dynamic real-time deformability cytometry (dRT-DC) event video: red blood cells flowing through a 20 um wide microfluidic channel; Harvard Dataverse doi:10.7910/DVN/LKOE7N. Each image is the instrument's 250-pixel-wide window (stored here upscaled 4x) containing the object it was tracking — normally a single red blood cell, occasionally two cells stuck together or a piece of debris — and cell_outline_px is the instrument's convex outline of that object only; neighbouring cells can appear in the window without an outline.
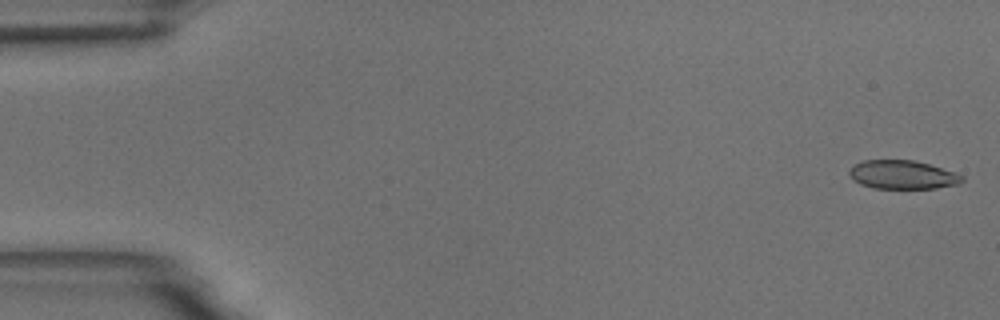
{"species": "common noctule bat (a hibernating species)", "species_latin": "Nyctalus noctula", "temperature_condition": "room temperature", "stored_images_in_passage": 55, "camera_frame_rate_fps": 3000, "um_per_image_px": 0.085, "animal": {"sex": "male", "body_mass_g": 18.8}, "frame": {"image": 1, "passage_image": 1, "time_ms": 0.0, "image_size_px": [1000, 320], "cell_outline_px": [[964, 180], [956, 184], [936, 188], [872, 188], [860, 184], [852, 180], [848, 172], [852, 164], [864, 160], [912, 160], [928, 164], [964, 176]], "centroid_in_image_um": [76.63, 14.85], "position_along_channel_um": 8.4, "area_um2": 18.73}}
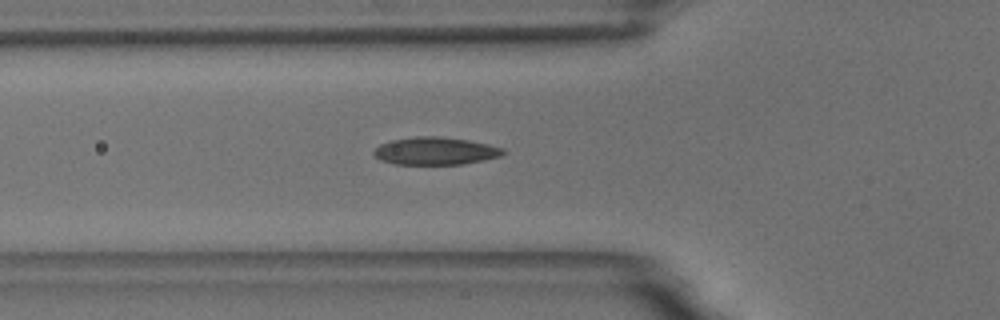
{"frame": {"image": 2, "passage_image": 19, "time_ms": 6.0, "image_size_px": [1000, 320], "cell_outline_px": [[504, 152], [500, 156], [484, 160], [464, 164], [396, 164], [380, 160], [372, 152], [380, 144], [392, 140], [416, 136], [440, 136], [468, 140], [488, 144], [504, 148]], "centroid_in_image_um": [37.01, 12.83], "position_along_channel_um": 88.8, "area_um2": 20.75}}
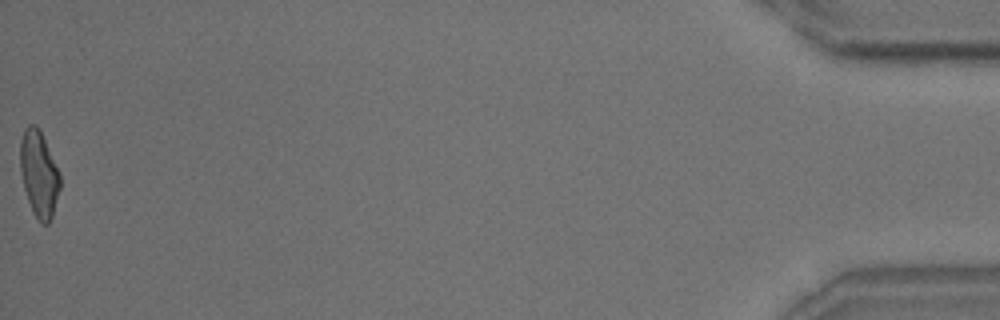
{"frame": {"image": 3, "passage_image": 55, "time_ms": 18.0, "image_size_px": [1000, 320], "cell_outline_px": [[60, 188], [52, 216], [48, 224], [40, 224], [32, 212], [24, 188], [20, 172], [20, 140], [24, 128], [28, 124], [36, 124], [60, 172]], "centroid_in_image_um": [3.3, 14.8], "position_along_channel_um": 431.9, "area_um2": 20.0}, "authors_computed_cell_mechanics": {"area_um2": 20.0566, "velocity_mm_per_s": 3.6833, "shape_relaxation_time_tau1_ms": 6.2107, "shape_relaxation_time_tau2_ms": 1.8353, "deformation_change_tau1": 0.1749, "deformation_change_tau2": 0.0741}}